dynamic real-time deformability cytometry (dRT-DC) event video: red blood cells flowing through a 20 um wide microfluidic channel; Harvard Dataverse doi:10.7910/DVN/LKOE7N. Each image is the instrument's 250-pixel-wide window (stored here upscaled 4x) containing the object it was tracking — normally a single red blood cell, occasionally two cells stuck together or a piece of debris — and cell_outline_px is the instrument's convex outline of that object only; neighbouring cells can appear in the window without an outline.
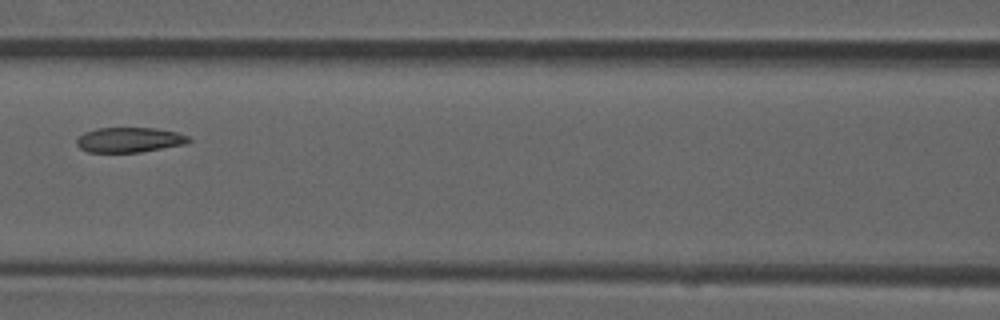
{"species": "common noctule bat (a hibernating species)", "species_latin": "Nyctalus noctula", "temperature_condition": "room temperature", "stored_images_in_passage": 6, "camera_frame_rate_fps": 3000, "um_per_image_px": 0.085, "animal": {"sex": "male", "forearm_length_mm": 52.5}, "frame": {"image": 1, "passage_image": 6, "time_ms": 1.667, "image_size_px": [1000, 320], "cell_outline_px": [[192, 140], [188, 144], [140, 152], [88, 152], [80, 148], [76, 144], [76, 140], [84, 132], [96, 128], [156, 128], [176, 132], [188, 136]], "centroid_in_image_um": [11.02, 11.89], "position_along_channel_um": 155.6, "area_um2": 16.42}}